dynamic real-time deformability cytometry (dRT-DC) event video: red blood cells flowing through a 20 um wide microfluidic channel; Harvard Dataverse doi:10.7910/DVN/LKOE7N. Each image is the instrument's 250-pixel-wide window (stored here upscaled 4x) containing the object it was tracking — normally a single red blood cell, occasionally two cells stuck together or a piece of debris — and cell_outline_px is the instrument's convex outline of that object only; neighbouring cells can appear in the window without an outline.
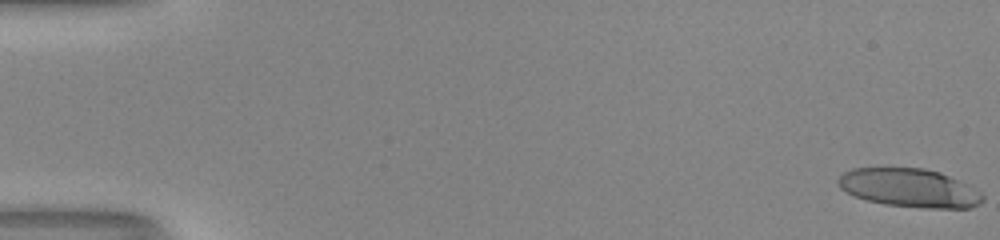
{"species": "human", "species_latin": "Homo sapiens", "temperature_condition": "room temperature", "stored_images_in_passage": 51, "camera_frame_rate_fps": 3000, "um_per_image_px": 0.085, "donor": {"sex": "male"}, "frame": {"image": 1, "passage_image": 1, "time_ms": 0.0, "image_size_px": [1000, 240], "cell_outline_px": [[984, 200], [980, 204], [972, 208], [920, 208], [884, 204], [868, 200], [856, 196], [840, 188], [836, 184], [836, 180], [844, 172], [852, 168], [924, 168], [940, 172], [968, 184], [980, 192], [984, 196]], "centroid_in_image_um": [77.32, 15.98], "position_along_channel_um": 7.7, "area_um2": 32.6}}
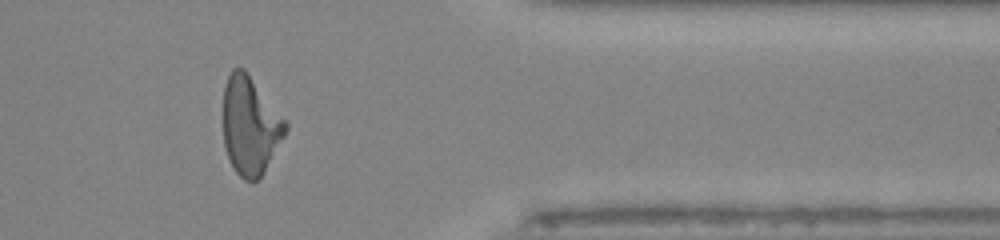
{"frame": {"image": 2, "passage_image": 43, "time_ms": 14.0, "image_size_px": [1000, 240], "cell_outline_px": [[288, 128], [284, 136], [260, 180], [252, 184], [244, 180], [236, 172], [228, 156], [224, 144], [224, 84], [232, 68], [244, 68], [288, 124]], "centroid_in_image_um": [21.26, 10.72], "position_along_channel_um": 390.1, "area_um2": 35.43}}
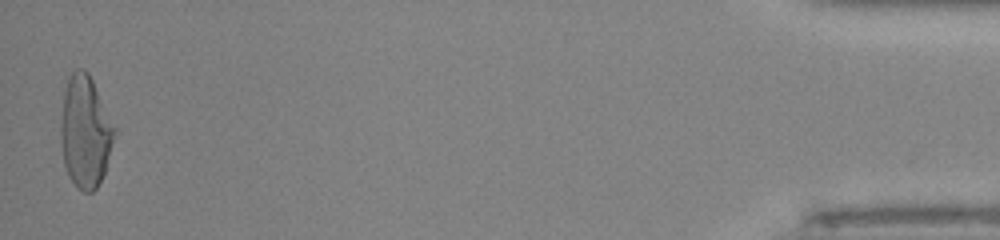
{"frame": {"image": 3, "passage_image": 51, "time_ms": 16.667, "image_size_px": [1000, 240], "cell_outline_px": [[116, 132], [104, 172], [96, 188], [92, 192], [84, 192], [76, 188], [68, 176], [64, 164], [60, 140], [60, 124], [64, 92], [68, 76], [76, 68], [84, 68], [88, 72], [116, 128]], "centroid_in_image_um": [7.22, 11.19], "position_along_channel_um": 428.0, "area_um2": 35.08}, "authors_computed_cell_mechanics": {"area_um2": 35.0268, "velocity_mm_per_s": 4.1646, "shape_relaxation_time_tau1_ms": 9.3089, "shape_relaxation_time_tau2_ms": 2.306, "deformation_change_tau1": 0.3911, "deformation_change_tau2": 0.1448}}